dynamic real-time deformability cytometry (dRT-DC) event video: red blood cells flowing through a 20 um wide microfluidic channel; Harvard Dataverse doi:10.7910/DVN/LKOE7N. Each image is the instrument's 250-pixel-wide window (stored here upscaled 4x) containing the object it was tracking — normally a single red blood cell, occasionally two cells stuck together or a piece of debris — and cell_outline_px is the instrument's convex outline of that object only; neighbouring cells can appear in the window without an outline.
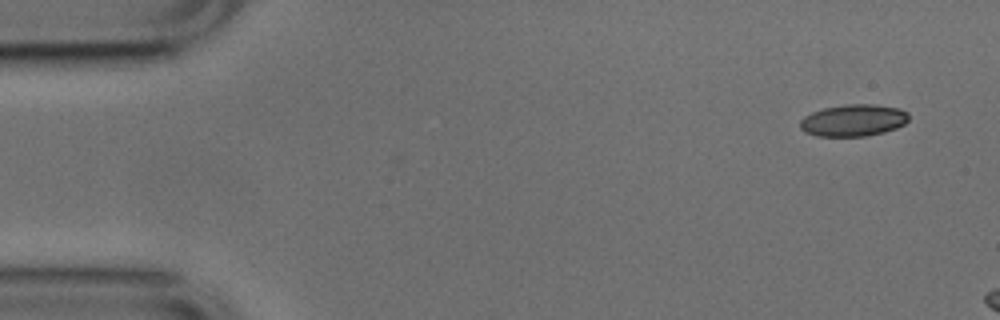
{"species": "common noctule bat (a hibernating species)", "species_latin": "Nyctalus noctula", "temperature_condition": "cold", "stored_images_in_passage": 2, "camera_frame_rate_fps": 3000, "um_per_image_px": 0.085, "animal": {"sex": "male", "body_mass_g": 17.9, "forearm_length_mm": 54.2}, "frame": {"image": 1, "passage_image": 2, "time_ms": 0.333, "image_size_px": [1000, 320], "cell_outline_px": [[908, 120], [904, 124], [896, 128], [884, 132], [864, 136], [816, 136], [804, 132], [800, 128], [800, 120], [804, 116], [812, 112], [824, 108], [848, 104], [872, 104], [900, 108], [908, 112]], "centroid_in_image_um": [72.53, 10.23], "position_along_channel_um": 12.5, "area_um2": 20.23}}